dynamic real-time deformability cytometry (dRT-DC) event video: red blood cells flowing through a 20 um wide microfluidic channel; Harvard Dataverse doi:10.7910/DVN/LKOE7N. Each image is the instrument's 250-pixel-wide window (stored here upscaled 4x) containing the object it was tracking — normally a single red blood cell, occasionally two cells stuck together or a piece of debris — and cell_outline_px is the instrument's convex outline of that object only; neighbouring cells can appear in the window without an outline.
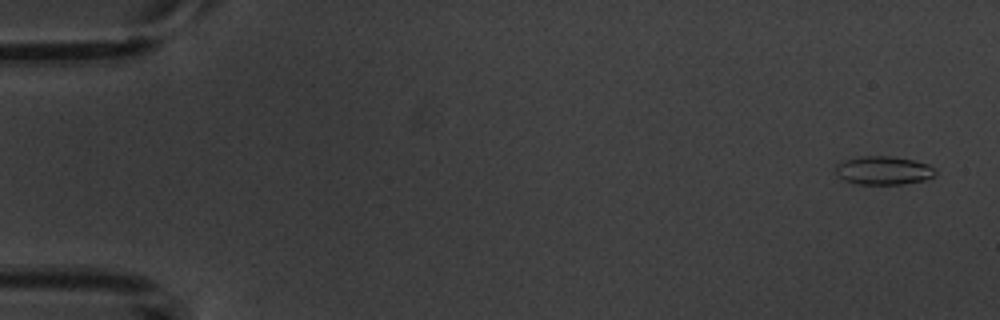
{"species": "common noctule bat (a hibernating species)", "species_latin": "Nyctalus noctula", "temperature_condition": "warm", "stored_images_in_passage": 5, "camera_frame_rate_fps": 3000, "um_per_image_px": 0.085, "animal": {"sex": "male", "body_mass_g": 20.1, "forearm_length_mm": 53.5}, "frame": {"image": 1, "passage_image": 1, "time_ms": 0.0, "image_size_px": [1000, 320], "cell_outline_px": [[936, 176], [924, 180], [904, 184], [856, 184], [844, 180], [836, 172], [836, 164], [844, 160], [860, 156], [892, 156], [916, 160], [928, 164], [936, 172]], "centroid_in_image_um": [75.11, 14.48], "position_along_channel_um": 9.9, "area_um2": 16.65}}
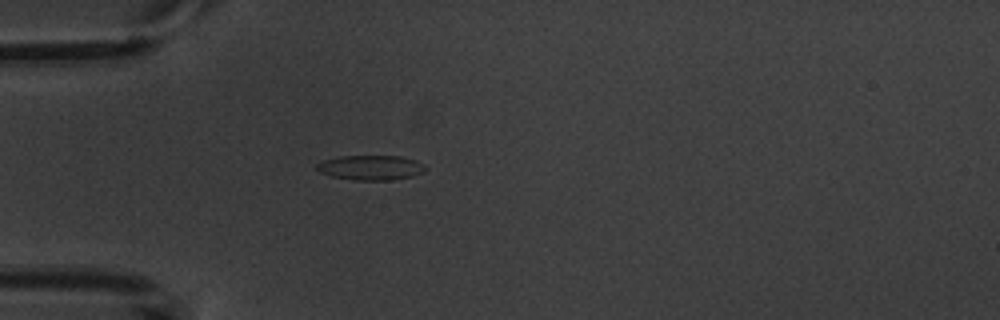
{"frame": {"image": 2, "passage_image": 5, "time_ms": 4.667, "image_size_px": [1000, 320], "cell_outline_px": [[428, 168], [424, 172], [412, 176], [388, 180], [352, 180], [332, 176], [320, 172], [316, 168], [316, 164], [324, 160], [340, 156], [400, 156], [416, 160], [424, 164]], "centroid_in_image_um": [31.54, 14.24], "position_along_channel_um": 53.5, "area_um2": 15.72}}